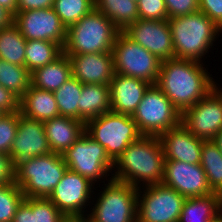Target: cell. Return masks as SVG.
I'll list each match as a JSON object with an SVG mask.
<instances>
[{"label": "cell", "instance_id": "obj_37", "mask_svg": "<svg viewBox=\"0 0 222 222\" xmlns=\"http://www.w3.org/2000/svg\"><path fill=\"white\" fill-rule=\"evenodd\" d=\"M168 19L199 11V0H165Z\"/></svg>", "mask_w": 222, "mask_h": 222}, {"label": "cell", "instance_id": "obj_38", "mask_svg": "<svg viewBox=\"0 0 222 222\" xmlns=\"http://www.w3.org/2000/svg\"><path fill=\"white\" fill-rule=\"evenodd\" d=\"M199 11L222 30V0H199Z\"/></svg>", "mask_w": 222, "mask_h": 222}, {"label": "cell", "instance_id": "obj_12", "mask_svg": "<svg viewBox=\"0 0 222 222\" xmlns=\"http://www.w3.org/2000/svg\"><path fill=\"white\" fill-rule=\"evenodd\" d=\"M216 86L206 96L181 113L182 125L195 137L213 140L222 129V88Z\"/></svg>", "mask_w": 222, "mask_h": 222}, {"label": "cell", "instance_id": "obj_35", "mask_svg": "<svg viewBox=\"0 0 222 222\" xmlns=\"http://www.w3.org/2000/svg\"><path fill=\"white\" fill-rule=\"evenodd\" d=\"M19 122V112L4 113L0 116V152L10 154Z\"/></svg>", "mask_w": 222, "mask_h": 222}, {"label": "cell", "instance_id": "obj_43", "mask_svg": "<svg viewBox=\"0 0 222 222\" xmlns=\"http://www.w3.org/2000/svg\"><path fill=\"white\" fill-rule=\"evenodd\" d=\"M14 23V15L0 6V30L8 28Z\"/></svg>", "mask_w": 222, "mask_h": 222}, {"label": "cell", "instance_id": "obj_45", "mask_svg": "<svg viewBox=\"0 0 222 222\" xmlns=\"http://www.w3.org/2000/svg\"><path fill=\"white\" fill-rule=\"evenodd\" d=\"M213 141L217 144V147L222 154V129L216 134Z\"/></svg>", "mask_w": 222, "mask_h": 222}, {"label": "cell", "instance_id": "obj_47", "mask_svg": "<svg viewBox=\"0 0 222 222\" xmlns=\"http://www.w3.org/2000/svg\"><path fill=\"white\" fill-rule=\"evenodd\" d=\"M214 222H222V216L217 221Z\"/></svg>", "mask_w": 222, "mask_h": 222}, {"label": "cell", "instance_id": "obj_1", "mask_svg": "<svg viewBox=\"0 0 222 222\" xmlns=\"http://www.w3.org/2000/svg\"><path fill=\"white\" fill-rule=\"evenodd\" d=\"M204 63L186 59L163 60L156 85L182 113L206 96L218 83Z\"/></svg>", "mask_w": 222, "mask_h": 222}, {"label": "cell", "instance_id": "obj_8", "mask_svg": "<svg viewBox=\"0 0 222 222\" xmlns=\"http://www.w3.org/2000/svg\"><path fill=\"white\" fill-rule=\"evenodd\" d=\"M68 169L87 178L96 186L99 181L105 184V179L112 174L114 161L109 157L105 148L86 132L62 154ZM103 181H102V180Z\"/></svg>", "mask_w": 222, "mask_h": 222}, {"label": "cell", "instance_id": "obj_36", "mask_svg": "<svg viewBox=\"0 0 222 222\" xmlns=\"http://www.w3.org/2000/svg\"><path fill=\"white\" fill-rule=\"evenodd\" d=\"M139 19L168 20L165 0H138Z\"/></svg>", "mask_w": 222, "mask_h": 222}, {"label": "cell", "instance_id": "obj_6", "mask_svg": "<svg viewBox=\"0 0 222 222\" xmlns=\"http://www.w3.org/2000/svg\"><path fill=\"white\" fill-rule=\"evenodd\" d=\"M103 185L87 215L95 222H137L138 188L113 179Z\"/></svg>", "mask_w": 222, "mask_h": 222}, {"label": "cell", "instance_id": "obj_42", "mask_svg": "<svg viewBox=\"0 0 222 222\" xmlns=\"http://www.w3.org/2000/svg\"><path fill=\"white\" fill-rule=\"evenodd\" d=\"M18 12L51 8L54 0H17Z\"/></svg>", "mask_w": 222, "mask_h": 222}, {"label": "cell", "instance_id": "obj_19", "mask_svg": "<svg viewBox=\"0 0 222 222\" xmlns=\"http://www.w3.org/2000/svg\"><path fill=\"white\" fill-rule=\"evenodd\" d=\"M165 160L200 164L203 140L195 137L180 123L160 136Z\"/></svg>", "mask_w": 222, "mask_h": 222}, {"label": "cell", "instance_id": "obj_18", "mask_svg": "<svg viewBox=\"0 0 222 222\" xmlns=\"http://www.w3.org/2000/svg\"><path fill=\"white\" fill-rule=\"evenodd\" d=\"M68 57L71 62L72 76L82 84L109 85L115 74L112 52Z\"/></svg>", "mask_w": 222, "mask_h": 222}, {"label": "cell", "instance_id": "obj_7", "mask_svg": "<svg viewBox=\"0 0 222 222\" xmlns=\"http://www.w3.org/2000/svg\"><path fill=\"white\" fill-rule=\"evenodd\" d=\"M85 132L105 148L113 161L142 136L130 115L112 111L88 120L85 123Z\"/></svg>", "mask_w": 222, "mask_h": 222}, {"label": "cell", "instance_id": "obj_29", "mask_svg": "<svg viewBox=\"0 0 222 222\" xmlns=\"http://www.w3.org/2000/svg\"><path fill=\"white\" fill-rule=\"evenodd\" d=\"M82 87L83 84L72 76L53 92L60 116L80 120V97Z\"/></svg>", "mask_w": 222, "mask_h": 222}, {"label": "cell", "instance_id": "obj_4", "mask_svg": "<svg viewBox=\"0 0 222 222\" xmlns=\"http://www.w3.org/2000/svg\"><path fill=\"white\" fill-rule=\"evenodd\" d=\"M121 31L95 8L67 28L63 53L67 56L112 52Z\"/></svg>", "mask_w": 222, "mask_h": 222}, {"label": "cell", "instance_id": "obj_25", "mask_svg": "<svg viewBox=\"0 0 222 222\" xmlns=\"http://www.w3.org/2000/svg\"><path fill=\"white\" fill-rule=\"evenodd\" d=\"M109 111H111L110 86L83 84L80 97V121L86 123Z\"/></svg>", "mask_w": 222, "mask_h": 222}, {"label": "cell", "instance_id": "obj_39", "mask_svg": "<svg viewBox=\"0 0 222 222\" xmlns=\"http://www.w3.org/2000/svg\"><path fill=\"white\" fill-rule=\"evenodd\" d=\"M15 168L9 154L0 152V187L15 183Z\"/></svg>", "mask_w": 222, "mask_h": 222}, {"label": "cell", "instance_id": "obj_9", "mask_svg": "<svg viewBox=\"0 0 222 222\" xmlns=\"http://www.w3.org/2000/svg\"><path fill=\"white\" fill-rule=\"evenodd\" d=\"M142 135L160 136L181 123V113L156 84H151L131 116Z\"/></svg>", "mask_w": 222, "mask_h": 222}, {"label": "cell", "instance_id": "obj_13", "mask_svg": "<svg viewBox=\"0 0 222 222\" xmlns=\"http://www.w3.org/2000/svg\"><path fill=\"white\" fill-rule=\"evenodd\" d=\"M93 189L96 190L95 185L87 178L67 169L48 199L69 220H73L89 213L91 200L95 194Z\"/></svg>", "mask_w": 222, "mask_h": 222}, {"label": "cell", "instance_id": "obj_2", "mask_svg": "<svg viewBox=\"0 0 222 222\" xmlns=\"http://www.w3.org/2000/svg\"><path fill=\"white\" fill-rule=\"evenodd\" d=\"M164 163L159 136L142 135L114 161L111 178L136 188L159 184L163 180Z\"/></svg>", "mask_w": 222, "mask_h": 222}, {"label": "cell", "instance_id": "obj_24", "mask_svg": "<svg viewBox=\"0 0 222 222\" xmlns=\"http://www.w3.org/2000/svg\"><path fill=\"white\" fill-rule=\"evenodd\" d=\"M72 77L71 62L62 53L57 59L31 72V86L54 92Z\"/></svg>", "mask_w": 222, "mask_h": 222}, {"label": "cell", "instance_id": "obj_10", "mask_svg": "<svg viewBox=\"0 0 222 222\" xmlns=\"http://www.w3.org/2000/svg\"><path fill=\"white\" fill-rule=\"evenodd\" d=\"M114 71L156 84L162 61L120 32L112 48Z\"/></svg>", "mask_w": 222, "mask_h": 222}, {"label": "cell", "instance_id": "obj_16", "mask_svg": "<svg viewBox=\"0 0 222 222\" xmlns=\"http://www.w3.org/2000/svg\"><path fill=\"white\" fill-rule=\"evenodd\" d=\"M162 184L173 188L185 198L213 194L201 164L165 160Z\"/></svg>", "mask_w": 222, "mask_h": 222}, {"label": "cell", "instance_id": "obj_3", "mask_svg": "<svg viewBox=\"0 0 222 222\" xmlns=\"http://www.w3.org/2000/svg\"><path fill=\"white\" fill-rule=\"evenodd\" d=\"M174 47V58L203 63L222 30L201 11L167 20ZM203 58V59H202Z\"/></svg>", "mask_w": 222, "mask_h": 222}, {"label": "cell", "instance_id": "obj_44", "mask_svg": "<svg viewBox=\"0 0 222 222\" xmlns=\"http://www.w3.org/2000/svg\"><path fill=\"white\" fill-rule=\"evenodd\" d=\"M0 6L10 11L13 15L18 13L17 0H0Z\"/></svg>", "mask_w": 222, "mask_h": 222}, {"label": "cell", "instance_id": "obj_26", "mask_svg": "<svg viewBox=\"0 0 222 222\" xmlns=\"http://www.w3.org/2000/svg\"><path fill=\"white\" fill-rule=\"evenodd\" d=\"M95 9L103 13L122 32L139 19L135 0H94Z\"/></svg>", "mask_w": 222, "mask_h": 222}, {"label": "cell", "instance_id": "obj_22", "mask_svg": "<svg viewBox=\"0 0 222 222\" xmlns=\"http://www.w3.org/2000/svg\"><path fill=\"white\" fill-rule=\"evenodd\" d=\"M19 111L25 117L41 122L60 116L54 93L31 85L20 98Z\"/></svg>", "mask_w": 222, "mask_h": 222}, {"label": "cell", "instance_id": "obj_11", "mask_svg": "<svg viewBox=\"0 0 222 222\" xmlns=\"http://www.w3.org/2000/svg\"><path fill=\"white\" fill-rule=\"evenodd\" d=\"M185 199L162 183L140 187L137 222H178Z\"/></svg>", "mask_w": 222, "mask_h": 222}, {"label": "cell", "instance_id": "obj_41", "mask_svg": "<svg viewBox=\"0 0 222 222\" xmlns=\"http://www.w3.org/2000/svg\"><path fill=\"white\" fill-rule=\"evenodd\" d=\"M13 222H35L34 213L32 212L31 197H25V199L18 206Z\"/></svg>", "mask_w": 222, "mask_h": 222}, {"label": "cell", "instance_id": "obj_21", "mask_svg": "<svg viewBox=\"0 0 222 222\" xmlns=\"http://www.w3.org/2000/svg\"><path fill=\"white\" fill-rule=\"evenodd\" d=\"M43 124L51 152L61 155L85 132V123L71 117L59 116Z\"/></svg>", "mask_w": 222, "mask_h": 222}, {"label": "cell", "instance_id": "obj_17", "mask_svg": "<svg viewBox=\"0 0 222 222\" xmlns=\"http://www.w3.org/2000/svg\"><path fill=\"white\" fill-rule=\"evenodd\" d=\"M51 153L43 122L30 119L19 111V122L9 156L14 165L23 160Z\"/></svg>", "mask_w": 222, "mask_h": 222}, {"label": "cell", "instance_id": "obj_48", "mask_svg": "<svg viewBox=\"0 0 222 222\" xmlns=\"http://www.w3.org/2000/svg\"><path fill=\"white\" fill-rule=\"evenodd\" d=\"M3 114H4V112L0 110V116H2Z\"/></svg>", "mask_w": 222, "mask_h": 222}, {"label": "cell", "instance_id": "obj_30", "mask_svg": "<svg viewBox=\"0 0 222 222\" xmlns=\"http://www.w3.org/2000/svg\"><path fill=\"white\" fill-rule=\"evenodd\" d=\"M25 45L26 39L14 23L0 30V59L25 66Z\"/></svg>", "mask_w": 222, "mask_h": 222}, {"label": "cell", "instance_id": "obj_46", "mask_svg": "<svg viewBox=\"0 0 222 222\" xmlns=\"http://www.w3.org/2000/svg\"><path fill=\"white\" fill-rule=\"evenodd\" d=\"M74 222H95L88 215L79 216L73 219Z\"/></svg>", "mask_w": 222, "mask_h": 222}, {"label": "cell", "instance_id": "obj_15", "mask_svg": "<svg viewBox=\"0 0 222 222\" xmlns=\"http://www.w3.org/2000/svg\"><path fill=\"white\" fill-rule=\"evenodd\" d=\"M122 32L161 61L174 58L172 36L167 20L138 19Z\"/></svg>", "mask_w": 222, "mask_h": 222}, {"label": "cell", "instance_id": "obj_34", "mask_svg": "<svg viewBox=\"0 0 222 222\" xmlns=\"http://www.w3.org/2000/svg\"><path fill=\"white\" fill-rule=\"evenodd\" d=\"M32 212L35 222H69L48 198H32Z\"/></svg>", "mask_w": 222, "mask_h": 222}, {"label": "cell", "instance_id": "obj_20", "mask_svg": "<svg viewBox=\"0 0 222 222\" xmlns=\"http://www.w3.org/2000/svg\"><path fill=\"white\" fill-rule=\"evenodd\" d=\"M151 84L115 73L110 86L111 111L132 116Z\"/></svg>", "mask_w": 222, "mask_h": 222}, {"label": "cell", "instance_id": "obj_33", "mask_svg": "<svg viewBox=\"0 0 222 222\" xmlns=\"http://www.w3.org/2000/svg\"><path fill=\"white\" fill-rule=\"evenodd\" d=\"M25 199L21 189L11 183L0 187V222H13L18 206Z\"/></svg>", "mask_w": 222, "mask_h": 222}, {"label": "cell", "instance_id": "obj_5", "mask_svg": "<svg viewBox=\"0 0 222 222\" xmlns=\"http://www.w3.org/2000/svg\"><path fill=\"white\" fill-rule=\"evenodd\" d=\"M67 169L61 154L36 156L16 165L15 184L25 197L48 198Z\"/></svg>", "mask_w": 222, "mask_h": 222}, {"label": "cell", "instance_id": "obj_14", "mask_svg": "<svg viewBox=\"0 0 222 222\" xmlns=\"http://www.w3.org/2000/svg\"><path fill=\"white\" fill-rule=\"evenodd\" d=\"M14 24L26 40L53 41L64 46L67 28L53 7L18 12L14 15Z\"/></svg>", "mask_w": 222, "mask_h": 222}, {"label": "cell", "instance_id": "obj_28", "mask_svg": "<svg viewBox=\"0 0 222 222\" xmlns=\"http://www.w3.org/2000/svg\"><path fill=\"white\" fill-rule=\"evenodd\" d=\"M200 164L212 192L222 196V154L213 140H203Z\"/></svg>", "mask_w": 222, "mask_h": 222}, {"label": "cell", "instance_id": "obj_32", "mask_svg": "<svg viewBox=\"0 0 222 222\" xmlns=\"http://www.w3.org/2000/svg\"><path fill=\"white\" fill-rule=\"evenodd\" d=\"M95 8L94 0H54L53 9L66 28Z\"/></svg>", "mask_w": 222, "mask_h": 222}, {"label": "cell", "instance_id": "obj_23", "mask_svg": "<svg viewBox=\"0 0 222 222\" xmlns=\"http://www.w3.org/2000/svg\"><path fill=\"white\" fill-rule=\"evenodd\" d=\"M222 216V196L186 198L178 222H214Z\"/></svg>", "mask_w": 222, "mask_h": 222}, {"label": "cell", "instance_id": "obj_27", "mask_svg": "<svg viewBox=\"0 0 222 222\" xmlns=\"http://www.w3.org/2000/svg\"><path fill=\"white\" fill-rule=\"evenodd\" d=\"M63 53V48L53 41L26 40L25 67L31 73L51 63Z\"/></svg>", "mask_w": 222, "mask_h": 222}, {"label": "cell", "instance_id": "obj_31", "mask_svg": "<svg viewBox=\"0 0 222 222\" xmlns=\"http://www.w3.org/2000/svg\"><path fill=\"white\" fill-rule=\"evenodd\" d=\"M0 85L20 99L31 85V73L25 66L0 59Z\"/></svg>", "mask_w": 222, "mask_h": 222}, {"label": "cell", "instance_id": "obj_40", "mask_svg": "<svg viewBox=\"0 0 222 222\" xmlns=\"http://www.w3.org/2000/svg\"><path fill=\"white\" fill-rule=\"evenodd\" d=\"M20 99L13 94L10 90H7L0 85V110L4 113H16L19 112Z\"/></svg>", "mask_w": 222, "mask_h": 222}]
</instances>
